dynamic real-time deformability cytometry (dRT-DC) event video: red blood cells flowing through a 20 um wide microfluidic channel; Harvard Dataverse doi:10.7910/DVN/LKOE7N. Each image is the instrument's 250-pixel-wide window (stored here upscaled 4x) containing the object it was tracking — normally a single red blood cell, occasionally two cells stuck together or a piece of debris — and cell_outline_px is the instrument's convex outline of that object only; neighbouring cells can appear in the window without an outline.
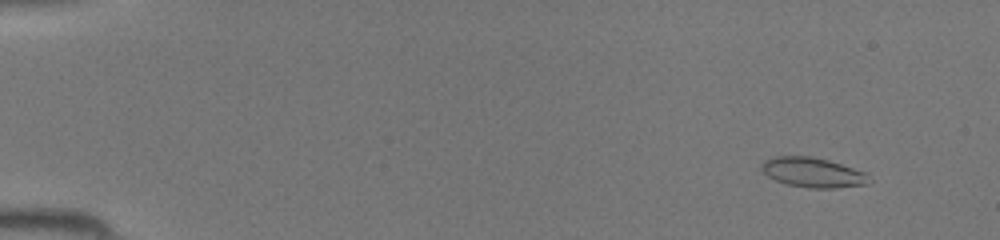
{"species": "common noctule bat (a hibernating species)", "species_latin": "Nyctalus noctula", "temperature_condition": "room temperature", "stored_images_in_passage": 45, "camera_frame_rate_fps": 3000, "um_per_image_px": 0.085, "animal": {"sex": "female", "body_mass_g": 19.5, "forearm_length_mm": 54.1}, "frame": {"image": 1, "passage_image": 4, "time_ms": 1.0, "image_size_px": [1000, 240], "cell_outline_px": [[872, 180], [868, 184], [836, 188], [808, 188], [788, 184], [776, 180], [768, 176], [760, 168], [760, 164], [764, 160], [772, 156], [812, 156], [828, 160], [864, 172]], "centroid_in_image_um": [69.07, 14.65], "position_along_channel_um": 15.9, "area_um2": 18.67}}
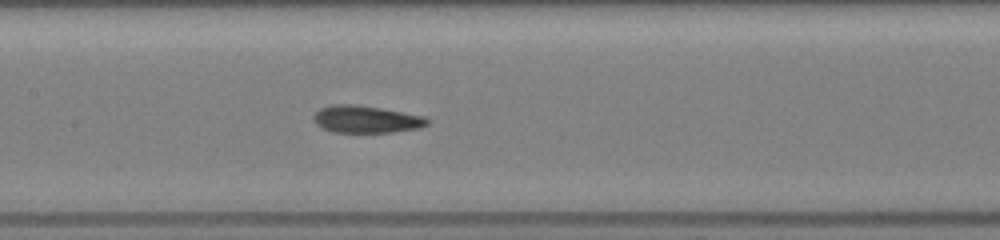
{"frame": {"image": 2, "passage_image": 23, "time_ms": 7.333, "image_size_px": [1000, 240], "cell_outline_px": [[432, 120], [428, 124], [420, 128], [396, 132], [332, 132], [320, 128], [312, 120], [312, 116], [320, 108], [328, 104], [356, 104], [380, 108], [424, 116]], "centroid_in_image_um": [31.1, 10.14], "position_along_channel_um": 176.3, "area_um2": 18.38}}
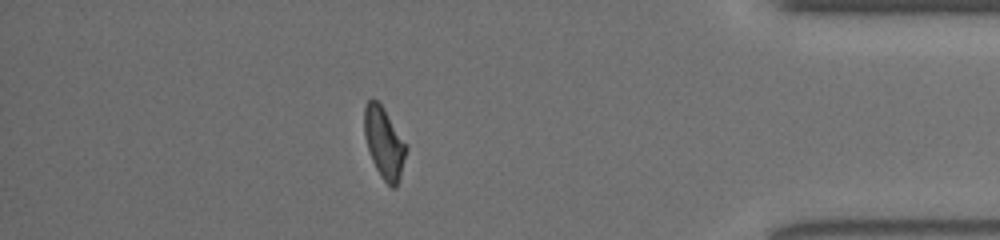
{"frame": {"image": 3, "passage_image": 40, "time_ms": 13.0, "image_size_px": [1000, 240], "cell_outline_px": [[408, 148], [400, 176], [396, 188], [392, 188], [380, 176], [372, 160], [364, 136], [364, 108], [368, 100], [372, 96], [384, 108], [408, 144]], "centroid_in_image_um": [32.66, 12.12], "position_along_channel_um": 402.5, "area_um2": 17.57}}